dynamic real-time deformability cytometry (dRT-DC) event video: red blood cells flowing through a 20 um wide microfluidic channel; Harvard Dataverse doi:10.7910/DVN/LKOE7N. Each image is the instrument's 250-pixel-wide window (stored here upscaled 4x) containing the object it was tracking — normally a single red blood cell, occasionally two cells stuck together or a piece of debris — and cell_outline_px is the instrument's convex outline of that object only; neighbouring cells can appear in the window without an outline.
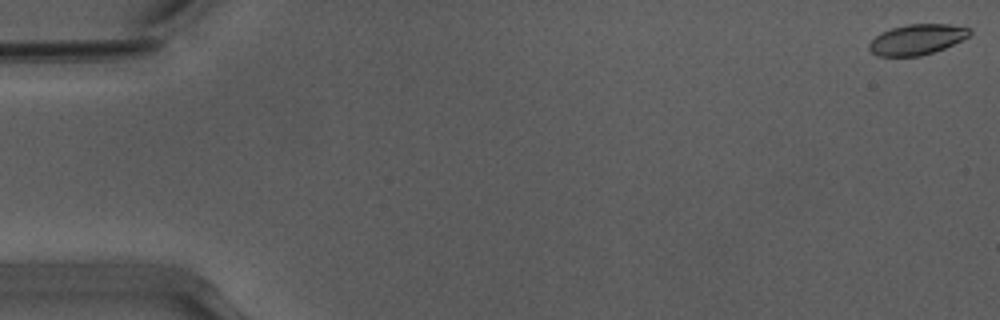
{"species": "Egyptian fruit bat (a non-hibernating species)", "species_latin": "Rousettus aegyptiacus", "temperature_condition": "warm", "stored_images_in_passage": 53, "camera_frame_rate_fps": 3000, "um_per_image_px": 0.085, "animal": {"sex": "male"}, "frame": {"image": 1, "passage_image": 1, "time_ms": 0.0, "image_size_px": [1000, 320], "cell_outline_px": [[972, 32], [968, 36], [944, 48], [920, 56], [876, 56], [868, 48], [868, 44], [880, 32], [892, 28], [908, 24], [948, 24], [972, 28]], "centroid_in_image_um": [77.92, 3.35], "position_along_channel_um": 7.1, "area_um2": 17.74}}
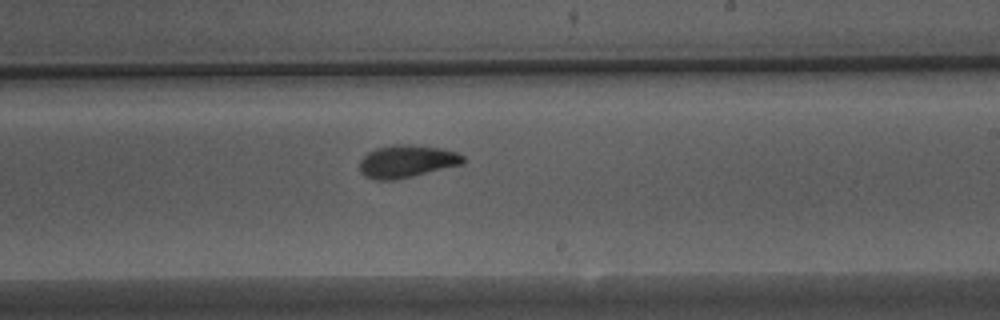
{"frame": {"image": 2, "passage_image": 32, "time_ms": 10.333, "image_size_px": [1000, 320], "cell_outline_px": [[464, 164], [396, 180], [376, 180], [364, 176], [360, 172], [360, 160], [368, 152], [376, 148], [396, 144], [408, 144], [440, 148], [456, 152], [464, 156]], "centroid_in_image_um": [34.57, 13.72], "position_along_channel_um": 254.4, "area_um2": 19.71}}
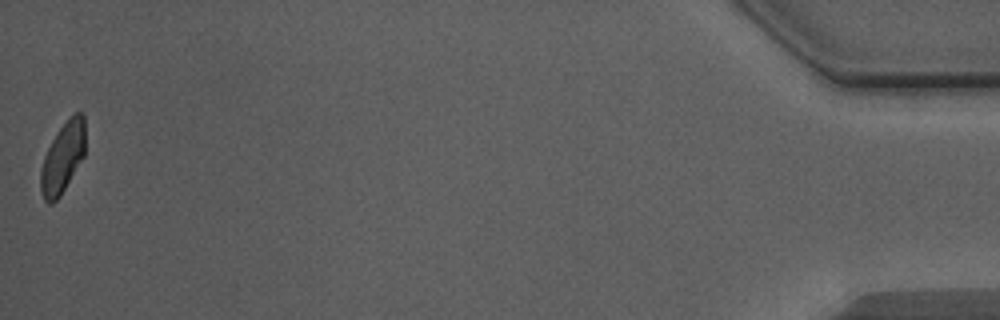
{"frame": {"image": 3, "passage_image": 53, "time_ms": 17.333, "image_size_px": [1000, 320], "cell_outline_px": [[84, 156], [60, 196], [52, 204], [48, 204], [44, 200], [40, 188], [40, 172], [44, 156], [56, 132], [76, 112], [84, 112]], "centroid_in_image_um": [5.32, 13.43], "position_along_channel_um": 429.9, "area_um2": 18.09}, "authors_computed_cell_mechanics": {"area_um2": 19.1318, "velocity_mm_per_s": 3.9317, "shape_relaxation_time_tau1_ms": 3.2402, "shape_relaxation_time_tau2_ms": 1.2149, "deformation_change_tau1": 0.1155, "deformation_change_tau2": 0.0544}}